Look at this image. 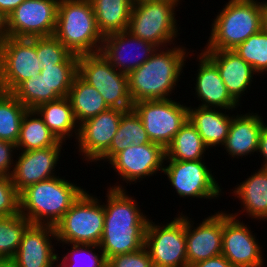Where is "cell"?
<instances>
[{
	"label": "cell",
	"instance_id": "obj_2",
	"mask_svg": "<svg viewBox=\"0 0 267 267\" xmlns=\"http://www.w3.org/2000/svg\"><path fill=\"white\" fill-rule=\"evenodd\" d=\"M187 50L181 45L158 48L145 63L130 72L127 76L132 103L171 99L189 56Z\"/></svg>",
	"mask_w": 267,
	"mask_h": 267
},
{
	"label": "cell",
	"instance_id": "obj_35",
	"mask_svg": "<svg viewBox=\"0 0 267 267\" xmlns=\"http://www.w3.org/2000/svg\"><path fill=\"white\" fill-rule=\"evenodd\" d=\"M36 52L41 67L78 64L79 56L72 54L54 35L36 37Z\"/></svg>",
	"mask_w": 267,
	"mask_h": 267
},
{
	"label": "cell",
	"instance_id": "obj_25",
	"mask_svg": "<svg viewBox=\"0 0 267 267\" xmlns=\"http://www.w3.org/2000/svg\"><path fill=\"white\" fill-rule=\"evenodd\" d=\"M237 185L235 190H231L232 194L241 200L244 208L242 211L254 220H267V168L260 167L257 172Z\"/></svg>",
	"mask_w": 267,
	"mask_h": 267
},
{
	"label": "cell",
	"instance_id": "obj_9",
	"mask_svg": "<svg viewBox=\"0 0 267 267\" xmlns=\"http://www.w3.org/2000/svg\"><path fill=\"white\" fill-rule=\"evenodd\" d=\"M173 219L164 225L148 221L144 246L154 267H188L185 216L181 213Z\"/></svg>",
	"mask_w": 267,
	"mask_h": 267
},
{
	"label": "cell",
	"instance_id": "obj_18",
	"mask_svg": "<svg viewBox=\"0 0 267 267\" xmlns=\"http://www.w3.org/2000/svg\"><path fill=\"white\" fill-rule=\"evenodd\" d=\"M62 145L64 142L43 149H33L21 153L19 151L11 174L12 182L19 194L35 183L56 176L54 171L61 157Z\"/></svg>",
	"mask_w": 267,
	"mask_h": 267
},
{
	"label": "cell",
	"instance_id": "obj_40",
	"mask_svg": "<svg viewBox=\"0 0 267 267\" xmlns=\"http://www.w3.org/2000/svg\"><path fill=\"white\" fill-rule=\"evenodd\" d=\"M106 267H154L145 246L131 253L115 255L106 260Z\"/></svg>",
	"mask_w": 267,
	"mask_h": 267
},
{
	"label": "cell",
	"instance_id": "obj_12",
	"mask_svg": "<svg viewBox=\"0 0 267 267\" xmlns=\"http://www.w3.org/2000/svg\"><path fill=\"white\" fill-rule=\"evenodd\" d=\"M163 173L176 190L179 197H193L202 199H216L221 196V187L212 175L207 163L201 160H165Z\"/></svg>",
	"mask_w": 267,
	"mask_h": 267
},
{
	"label": "cell",
	"instance_id": "obj_34",
	"mask_svg": "<svg viewBox=\"0 0 267 267\" xmlns=\"http://www.w3.org/2000/svg\"><path fill=\"white\" fill-rule=\"evenodd\" d=\"M48 83V102L67 97L74 78L78 74V64H57L42 67L40 72Z\"/></svg>",
	"mask_w": 267,
	"mask_h": 267
},
{
	"label": "cell",
	"instance_id": "obj_33",
	"mask_svg": "<svg viewBox=\"0 0 267 267\" xmlns=\"http://www.w3.org/2000/svg\"><path fill=\"white\" fill-rule=\"evenodd\" d=\"M31 225L22 214L0 217V258L12 259L25 230Z\"/></svg>",
	"mask_w": 267,
	"mask_h": 267
},
{
	"label": "cell",
	"instance_id": "obj_10",
	"mask_svg": "<svg viewBox=\"0 0 267 267\" xmlns=\"http://www.w3.org/2000/svg\"><path fill=\"white\" fill-rule=\"evenodd\" d=\"M42 70L35 38L7 37L0 43V90L12 93L22 82Z\"/></svg>",
	"mask_w": 267,
	"mask_h": 267
},
{
	"label": "cell",
	"instance_id": "obj_19",
	"mask_svg": "<svg viewBox=\"0 0 267 267\" xmlns=\"http://www.w3.org/2000/svg\"><path fill=\"white\" fill-rule=\"evenodd\" d=\"M191 219L185 215L188 267L196 262L222 254V210L206 217L196 227Z\"/></svg>",
	"mask_w": 267,
	"mask_h": 267
},
{
	"label": "cell",
	"instance_id": "obj_13",
	"mask_svg": "<svg viewBox=\"0 0 267 267\" xmlns=\"http://www.w3.org/2000/svg\"><path fill=\"white\" fill-rule=\"evenodd\" d=\"M59 0H25L7 17L9 37L53 36Z\"/></svg>",
	"mask_w": 267,
	"mask_h": 267
},
{
	"label": "cell",
	"instance_id": "obj_37",
	"mask_svg": "<svg viewBox=\"0 0 267 267\" xmlns=\"http://www.w3.org/2000/svg\"><path fill=\"white\" fill-rule=\"evenodd\" d=\"M12 94L27 109H36L39 105L48 102V83L41 74L32 76L22 82Z\"/></svg>",
	"mask_w": 267,
	"mask_h": 267
},
{
	"label": "cell",
	"instance_id": "obj_46",
	"mask_svg": "<svg viewBox=\"0 0 267 267\" xmlns=\"http://www.w3.org/2000/svg\"><path fill=\"white\" fill-rule=\"evenodd\" d=\"M262 31L267 33V1H262V19H261Z\"/></svg>",
	"mask_w": 267,
	"mask_h": 267
},
{
	"label": "cell",
	"instance_id": "obj_31",
	"mask_svg": "<svg viewBox=\"0 0 267 267\" xmlns=\"http://www.w3.org/2000/svg\"><path fill=\"white\" fill-rule=\"evenodd\" d=\"M208 149L198 130L187 120L166 147L165 160H201Z\"/></svg>",
	"mask_w": 267,
	"mask_h": 267
},
{
	"label": "cell",
	"instance_id": "obj_45",
	"mask_svg": "<svg viewBox=\"0 0 267 267\" xmlns=\"http://www.w3.org/2000/svg\"><path fill=\"white\" fill-rule=\"evenodd\" d=\"M7 37H9L8 19L7 16L0 11V43L3 42Z\"/></svg>",
	"mask_w": 267,
	"mask_h": 267
},
{
	"label": "cell",
	"instance_id": "obj_1",
	"mask_svg": "<svg viewBox=\"0 0 267 267\" xmlns=\"http://www.w3.org/2000/svg\"><path fill=\"white\" fill-rule=\"evenodd\" d=\"M114 185L107 189L104 205V229L99 243L105 259L131 253L144 247L149 218L138 207L137 201L124 189Z\"/></svg>",
	"mask_w": 267,
	"mask_h": 267
},
{
	"label": "cell",
	"instance_id": "obj_11",
	"mask_svg": "<svg viewBox=\"0 0 267 267\" xmlns=\"http://www.w3.org/2000/svg\"><path fill=\"white\" fill-rule=\"evenodd\" d=\"M151 142L165 149L188 120V106L172 99L142 100L133 103Z\"/></svg>",
	"mask_w": 267,
	"mask_h": 267
},
{
	"label": "cell",
	"instance_id": "obj_29",
	"mask_svg": "<svg viewBox=\"0 0 267 267\" xmlns=\"http://www.w3.org/2000/svg\"><path fill=\"white\" fill-rule=\"evenodd\" d=\"M151 143L144 128L141 118L134 109L126 110L122 116L115 136L112 139L109 149L97 160L108 162L117 153L130 145ZM107 160V161H106Z\"/></svg>",
	"mask_w": 267,
	"mask_h": 267
},
{
	"label": "cell",
	"instance_id": "obj_41",
	"mask_svg": "<svg viewBox=\"0 0 267 267\" xmlns=\"http://www.w3.org/2000/svg\"><path fill=\"white\" fill-rule=\"evenodd\" d=\"M16 150V144L0 140V176H11L14 168L13 154Z\"/></svg>",
	"mask_w": 267,
	"mask_h": 267
},
{
	"label": "cell",
	"instance_id": "obj_22",
	"mask_svg": "<svg viewBox=\"0 0 267 267\" xmlns=\"http://www.w3.org/2000/svg\"><path fill=\"white\" fill-rule=\"evenodd\" d=\"M201 52L217 67L229 94L240 103L241 96L251 88L253 76L257 74L253 67L233 50L203 49Z\"/></svg>",
	"mask_w": 267,
	"mask_h": 267
},
{
	"label": "cell",
	"instance_id": "obj_16",
	"mask_svg": "<svg viewBox=\"0 0 267 267\" xmlns=\"http://www.w3.org/2000/svg\"><path fill=\"white\" fill-rule=\"evenodd\" d=\"M126 110L109 108L97 116L89 118L79 124L78 147L79 152L87 162L97 160L109 149L115 136L121 116ZM84 154V155H83Z\"/></svg>",
	"mask_w": 267,
	"mask_h": 267
},
{
	"label": "cell",
	"instance_id": "obj_27",
	"mask_svg": "<svg viewBox=\"0 0 267 267\" xmlns=\"http://www.w3.org/2000/svg\"><path fill=\"white\" fill-rule=\"evenodd\" d=\"M102 36L128 28L134 0H90Z\"/></svg>",
	"mask_w": 267,
	"mask_h": 267
},
{
	"label": "cell",
	"instance_id": "obj_20",
	"mask_svg": "<svg viewBox=\"0 0 267 267\" xmlns=\"http://www.w3.org/2000/svg\"><path fill=\"white\" fill-rule=\"evenodd\" d=\"M53 239L57 240L53 226L31 224L12 258L15 267H57L60 257L55 253Z\"/></svg>",
	"mask_w": 267,
	"mask_h": 267
},
{
	"label": "cell",
	"instance_id": "obj_26",
	"mask_svg": "<svg viewBox=\"0 0 267 267\" xmlns=\"http://www.w3.org/2000/svg\"><path fill=\"white\" fill-rule=\"evenodd\" d=\"M35 110L59 141L66 142L68 138L70 139L73 136V132L77 140L79 124L75 119L70 101L67 97H61L57 100L43 103Z\"/></svg>",
	"mask_w": 267,
	"mask_h": 267
},
{
	"label": "cell",
	"instance_id": "obj_7",
	"mask_svg": "<svg viewBox=\"0 0 267 267\" xmlns=\"http://www.w3.org/2000/svg\"><path fill=\"white\" fill-rule=\"evenodd\" d=\"M85 191L54 226L57 242L99 245L104 229V205Z\"/></svg>",
	"mask_w": 267,
	"mask_h": 267
},
{
	"label": "cell",
	"instance_id": "obj_6",
	"mask_svg": "<svg viewBox=\"0 0 267 267\" xmlns=\"http://www.w3.org/2000/svg\"><path fill=\"white\" fill-rule=\"evenodd\" d=\"M180 2V0H134L127 30L159 48L174 45L173 41L180 31L175 18V10Z\"/></svg>",
	"mask_w": 267,
	"mask_h": 267
},
{
	"label": "cell",
	"instance_id": "obj_8",
	"mask_svg": "<svg viewBox=\"0 0 267 267\" xmlns=\"http://www.w3.org/2000/svg\"><path fill=\"white\" fill-rule=\"evenodd\" d=\"M78 75L100 93L109 108L132 109L127 74L116 70L101 52L80 55Z\"/></svg>",
	"mask_w": 267,
	"mask_h": 267
},
{
	"label": "cell",
	"instance_id": "obj_28",
	"mask_svg": "<svg viewBox=\"0 0 267 267\" xmlns=\"http://www.w3.org/2000/svg\"><path fill=\"white\" fill-rule=\"evenodd\" d=\"M67 98L78 124L109 109L100 93L78 74L74 78Z\"/></svg>",
	"mask_w": 267,
	"mask_h": 267
},
{
	"label": "cell",
	"instance_id": "obj_14",
	"mask_svg": "<svg viewBox=\"0 0 267 267\" xmlns=\"http://www.w3.org/2000/svg\"><path fill=\"white\" fill-rule=\"evenodd\" d=\"M237 216L238 212L222 211V255L234 267H264L262 247L250 227Z\"/></svg>",
	"mask_w": 267,
	"mask_h": 267
},
{
	"label": "cell",
	"instance_id": "obj_32",
	"mask_svg": "<svg viewBox=\"0 0 267 267\" xmlns=\"http://www.w3.org/2000/svg\"><path fill=\"white\" fill-rule=\"evenodd\" d=\"M27 110L12 93L0 90V140L17 143Z\"/></svg>",
	"mask_w": 267,
	"mask_h": 267
},
{
	"label": "cell",
	"instance_id": "obj_3",
	"mask_svg": "<svg viewBox=\"0 0 267 267\" xmlns=\"http://www.w3.org/2000/svg\"><path fill=\"white\" fill-rule=\"evenodd\" d=\"M84 191L59 175L40 181L19 194L20 214L31 224L54 227Z\"/></svg>",
	"mask_w": 267,
	"mask_h": 267
},
{
	"label": "cell",
	"instance_id": "obj_38",
	"mask_svg": "<svg viewBox=\"0 0 267 267\" xmlns=\"http://www.w3.org/2000/svg\"><path fill=\"white\" fill-rule=\"evenodd\" d=\"M71 245H72V247H71L72 250L70 249L69 253L67 252L66 255H63V258H61L62 261L57 265V267H74L76 265V263H82V265L88 263L87 265H84L83 267H85V266L86 267H106V259L104 257L103 252L99 251V250H101L99 245H93V244H71ZM94 249H95V252L97 249L98 252H100V254H96L94 252ZM79 254L82 257L85 255L86 256L83 257V259H82V257H80ZM84 258H86V259H84ZM79 260H82L83 262L79 261ZM67 261L68 262L70 261L71 263H68ZM84 261H86V262H84ZM78 265H80V264H78ZM75 267H79V266H75Z\"/></svg>",
	"mask_w": 267,
	"mask_h": 267
},
{
	"label": "cell",
	"instance_id": "obj_4",
	"mask_svg": "<svg viewBox=\"0 0 267 267\" xmlns=\"http://www.w3.org/2000/svg\"><path fill=\"white\" fill-rule=\"evenodd\" d=\"M54 36L75 55L101 50L99 32L90 0H59Z\"/></svg>",
	"mask_w": 267,
	"mask_h": 267
},
{
	"label": "cell",
	"instance_id": "obj_24",
	"mask_svg": "<svg viewBox=\"0 0 267 267\" xmlns=\"http://www.w3.org/2000/svg\"><path fill=\"white\" fill-rule=\"evenodd\" d=\"M188 120L198 130L208 148L223 146L229 134L232 116L219 108L188 107Z\"/></svg>",
	"mask_w": 267,
	"mask_h": 267
},
{
	"label": "cell",
	"instance_id": "obj_39",
	"mask_svg": "<svg viewBox=\"0 0 267 267\" xmlns=\"http://www.w3.org/2000/svg\"><path fill=\"white\" fill-rule=\"evenodd\" d=\"M19 213V193L11 176H0V217H9Z\"/></svg>",
	"mask_w": 267,
	"mask_h": 267
},
{
	"label": "cell",
	"instance_id": "obj_36",
	"mask_svg": "<svg viewBox=\"0 0 267 267\" xmlns=\"http://www.w3.org/2000/svg\"><path fill=\"white\" fill-rule=\"evenodd\" d=\"M256 73L267 71V33L262 30L250 36L234 50Z\"/></svg>",
	"mask_w": 267,
	"mask_h": 267
},
{
	"label": "cell",
	"instance_id": "obj_43",
	"mask_svg": "<svg viewBox=\"0 0 267 267\" xmlns=\"http://www.w3.org/2000/svg\"><path fill=\"white\" fill-rule=\"evenodd\" d=\"M258 152L263 156L262 168H267V124L265 123L259 137Z\"/></svg>",
	"mask_w": 267,
	"mask_h": 267
},
{
	"label": "cell",
	"instance_id": "obj_30",
	"mask_svg": "<svg viewBox=\"0 0 267 267\" xmlns=\"http://www.w3.org/2000/svg\"><path fill=\"white\" fill-rule=\"evenodd\" d=\"M59 141L35 109H28L23 116L16 149L28 151L57 146Z\"/></svg>",
	"mask_w": 267,
	"mask_h": 267
},
{
	"label": "cell",
	"instance_id": "obj_47",
	"mask_svg": "<svg viewBox=\"0 0 267 267\" xmlns=\"http://www.w3.org/2000/svg\"><path fill=\"white\" fill-rule=\"evenodd\" d=\"M0 267H15L12 259L0 258Z\"/></svg>",
	"mask_w": 267,
	"mask_h": 267
},
{
	"label": "cell",
	"instance_id": "obj_23",
	"mask_svg": "<svg viewBox=\"0 0 267 267\" xmlns=\"http://www.w3.org/2000/svg\"><path fill=\"white\" fill-rule=\"evenodd\" d=\"M264 124L263 117L257 113L232 115L229 134L223 145L228 155L238 159L258 153L259 137Z\"/></svg>",
	"mask_w": 267,
	"mask_h": 267
},
{
	"label": "cell",
	"instance_id": "obj_42",
	"mask_svg": "<svg viewBox=\"0 0 267 267\" xmlns=\"http://www.w3.org/2000/svg\"><path fill=\"white\" fill-rule=\"evenodd\" d=\"M190 267H234L222 254L196 262Z\"/></svg>",
	"mask_w": 267,
	"mask_h": 267
},
{
	"label": "cell",
	"instance_id": "obj_44",
	"mask_svg": "<svg viewBox=\"0 0 267 267\" xmlns=\"http://www.w3.org/2000/svg\"><path fill=\"white\" fill-rule=\"evenodd\" d=\"M25 0H0V11L7 17Z\"/></svg>",
	"mask_w": 267,
	"mask_h": 267
},
{
	"label": "cell",
	"instance_id": "obj_15",
	"mask_svg": "<svg viewBox=\"0 0 267 267\" xmlns=\"http://www.w3.org/2000/svg\"><path fill=\"white\" fill-rule=\"evenodd\" d=\"M165 148L157 143L130 145L117 153L108 163L118 173L120 179L129 185L143 178L163 172L165 166ZM139 180V181H138Z\"/></svg>",
	"mask_w": 267,
	"mask_h": 267
},
{
	"label": "cell",
	"instance_id": "obj_5",
	"mask_svg": "<svg viewBox=\"0 0 267 267\" xmlns=\"http://www.w3.org/2000/svg\"><path fill=\"white\" fill-rule=\"evenodd\" d=\"M212 21L205 50H234L262 30V2L229 0Z\"/></svg>",
	"mask_w": 267,
	"mask_h": 267
},
{
	"label": "cell",
	"instance_id": "obj_21",
	"mask_svg": "<svg viewBox=\"0 0 267 267\" xmlns=\"http://www.w3.org/2000/svg\"><path fill=\"white\" fill-rule=\"evenodd\" d=\"M200 54V55H199ZM198 54L195 95L201 100L199 107L233 111L240 105L228 92L217 67L202 53ZM237 106V107H236Z\"/></svg>",
	"mask_w": 267,
	"mask_h": 267
},
{
	"label": "cell",
	"instance_id": "obj_17",
	"mask_svg": "<svg viewBox=\"0 0 267 267\" xmlns=\"http://www.w3.org/2000/svg\"><path fill=\"white\" fill-rule=\"evenodd\" d=\"M158 48L125 30L104 36L100 52L116 70L128 75L145 63ZM133 50L135 53H130Z\"/></svg>",
	"mask_w": 267,
	"mask_h": 267
}]
</instances>
